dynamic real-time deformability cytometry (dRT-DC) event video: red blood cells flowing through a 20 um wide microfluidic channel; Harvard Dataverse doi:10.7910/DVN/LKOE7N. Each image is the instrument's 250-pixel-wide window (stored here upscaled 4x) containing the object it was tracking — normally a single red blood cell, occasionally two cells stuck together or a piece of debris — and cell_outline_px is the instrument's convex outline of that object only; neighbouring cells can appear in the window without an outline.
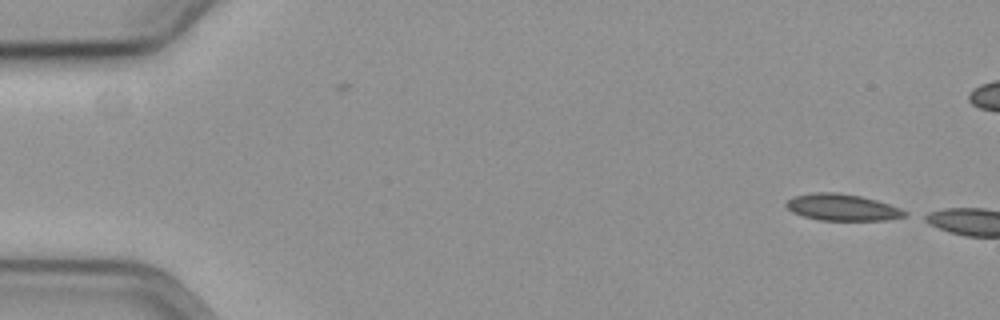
{"species": "common noctule bat (a hibernating species)", "species_latin": "Nyctalus noctula", "temperature_condition": "cold", "stored_images_in_passage": 5, "camera_frame_rate_fps": 3000, "um_per_image_px": 0.085, "animal": {"sex": "female", "body_mass_g": 19.3, "forearm_length_mm": 54.1}, "frame": {"image": 1, "passage_image": 1, "time_ms": 0.0, "image_size_px": [1000, 320], "cell_outline_px": [[908, 216], [884, 220], [820, 220], [804, 216], [792, 212], [784, 204], [792, 196], [808, 192], [840, 192], [860, 196], [876, 200], [900, 208], [908, 212]], "centroid_in_image_um": [71.57, 17.61], "position_along_channel_um": 13.4, "area_um2": 18.5}}